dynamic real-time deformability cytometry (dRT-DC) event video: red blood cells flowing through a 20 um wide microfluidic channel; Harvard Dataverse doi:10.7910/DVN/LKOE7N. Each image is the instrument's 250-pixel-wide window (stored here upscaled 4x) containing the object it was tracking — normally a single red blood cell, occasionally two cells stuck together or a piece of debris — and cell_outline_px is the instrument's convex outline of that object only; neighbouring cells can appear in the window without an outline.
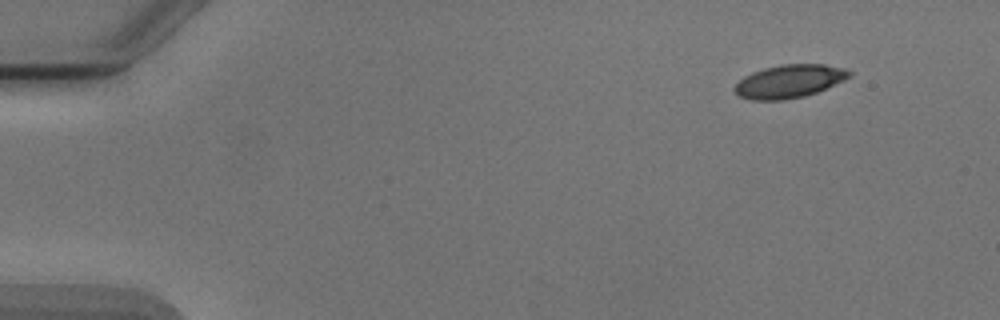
{"species": "Egyptian fruit bat (a non-hibernating species)", "species_latin": "Rousettus aegyptiacus", "temperature_condition": "cold", "stored_images_in_passage": 4, "camera_frame_rate_fps": 3000, "um_per_image_px": 0.085, "animal": {"sex": "male"}, "frame": {"image": 1, "passage_image": 1, "time_ms": 0.0, "image_size_px": [1000, 320], "cell_outline_px": [[852, 76], [844, 80], [816, 92], [804, 96], [784, 100], [752, 100], [740, 96], [732, 88], [744, 76], [752, 72], [764, 68], [780, 64], [824, 64], [844, 68], [852, 72]], "centroid_in_image_um": [67.09, 6.9], "position_along_channel_um": 17.9, "area_um2": 22.14}}
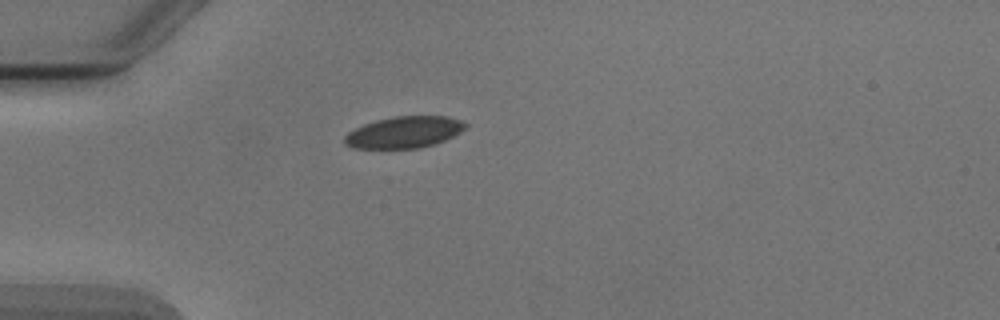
{"frame": {"image": 2, "passage_image": 4, "time_ms": 3.333, "image_size_px": [1000, 320], "cell_outline_px": [[468, 124], [460, 132], [444, 140], [420, 148], [352, 148], [344, 144], [344, 136], [348, 132], [364, 124], [376, 120], [392, 116], [444, 116], [460, 120]], "centroid_in_image_um": [34.31, 11.23], "position_along_channel_um": 50.7, "area_um2": 22.08}}